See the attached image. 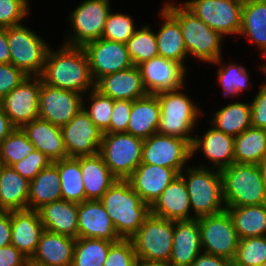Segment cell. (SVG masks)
Here are the masks:
<instances>
[{
    "label": "cell",
    "instance_id": "7402d4cb",
    "mask_svg": "<svg viewBox=\"0 0 266 266\" xmlns=\"http://www.w3.org/2000/svg\"><path fill=\"white\" fill-rule=\"evenodd\" d=\"M11 244L29 260L32 258L44 231L37 210L10 211Z\"/></svg>",
    "mask_w": 266,
    "mask_h": 266
},
{
    "label": "cell",
    "instance_id": "11a10c76",
    "mask_svg": "<svg viewBox=\"0 0 266 266\" xmlns=\"http://www.w3.org/2000/svg\"><path fill=\"white\" fill-rule=\"evenodd\" d=\"M11 244L10 211L0 212V247Z\"/></svg>",
    "mask_w": 266,
    "mask_h": 266
},
{
    "label": "cell",
    "instance_id": "83f0119b",
    "mask_svg": "<svg viewBox=\"0 0 266 266\" xmlns=\"http://www.w3.org/2000/svg\"><path fill=\"white\" fill-rule=\"evenodd\" d=\"M157 17L162 21L155 31L159 56L181 63L187 70L189 59L178 21L162 6Z\"/></svg>",
    "mask_w": 266,
    "mask_h": 266
},
{
    "label": "cell",
    "instance_id": "4dcf8cb0",
    "mask_svg": "<svg viewBox=\"0 0 266 266\" xmlns=\"http://www.w3.org/2000/svg\"><path fill=\"white\" fill-rule=\"evenodd\" d=\"M160 105L156 94H147L132 101L128 134L143 140L157 133Z\"/></svg>",
    "mask_w": 266,
    "mask_h": 266
},
{
    "label": "cell",
    "instance_id": "9f6ffc18",
    "mask_svg": "<svg viewBox=\"0 0 266 266\" xmlns=\"http://www.w3.org/2000/svg\"><path fill=\"white\" fill-rule=\"evenodd\" d=\"M0 63H10V49L7 40L6 28H0Z\"/></svg>",
    "mask_w": 266,
    "mask_h": 266
},
{
    "label": "cell",
    "instance_id": "f1b7e54d",
    "mask_svg": "<svg viewBox=\"0 0 266 266\" xmlns=\"http://www.w3.org/2000/svg\"><path fill=\"white\" fill-rule=\"evenodd\" d=\"M44 230L78 238V204L60 199L38 210Z\"/></svg>",
    "mask_w": 266,
    "mask_h": 266
},
{
    "label": "cell",
    "instance_id": "ba28073f",
    "mask_svg": "<svg viewBox=\"0 0 266 266\" xmlns=\"http://www.w3.org/2000/svg\"><path fill=\"white\" fill-rule=\"evenodd\" d=\"M173 236L174 221L150 213L130 238L137 260L168 263L172 253Z\"/></svg>",
    "mask_w": 266,
    "mask_h": 266
},
{
    "label": "cell",
    "instance_id": "f35d334b",
    "mask_svg": "<svg viewBox=\"0 0 266 266\" xmlns=\"http://www.w3.org/2000/svg\"><path fill=\"white\" fill-rule=\"evenodd\" d=\"M53 163L60 174L62 199L77 204L84 202L85 189L80 170V156L67 157Z\"/></svg>",
    "mask_w": 266,
    "mask_h": 266
},
{
    "label": "cell",
    "instance_id": "7dc6e473",
    "mask_svg": "<svg viewBox=\"0 0 266 266\" xmlns=\"http://www.w3.org/2000/svg\"><path fill=\"white\" fill-rule=\"evenodd\" d=\"M137 258L130 239H120L113 243L103 266H136Z\"/></svg>",
    "mask_w": 266,
    "mask_h": 266
},
{
    "label": "cell",
    "instance_id": "5b68a950",
    "mask_svg": "<svg viewBox=\"0 0 266 266\" xmlns=\"http://www.w3.org/2000/svg\"><path fill=\"white\" fill-rule=\"evenodd\" d=\"M187 166L179 175L186 183L190 197L191 220L212 215L226 209L223 196V181L219 170Z\"/></svg>",
    "mask_w": 266,
    "mask_h": 266
},
{
    "label": "cell",
    "instance_id": "9a60e30c",
    "mask_svg": "<svg viewBox=\"0 0 266 266\" xmlns=\"http://www.w3.org/2000/svg\"><path fill=\"white\" fill-rule=\"evenodd\" d=\"M93 81L101 77L129 69L133 66L126 44L100 38L85 44L83 47Z\"/></svg>",
    "mask_w": 266,
    "mask_h": 266
},
{
    "label": "cell",
    "instance_id": "f5cc1de1",
    "mask_svg": "<svg viewBox=\"0 0 266 266\" xmlns=\"http://www.w3.org/2000/svg\"><path fill=\"white\" fill-rule=\"evenodd\" d=\"M29 259L12 244L0 247V266H27Z\"/></svg>",
    "mask_w": 266,
    "mask_h": 266
},
{
    "label": "cell",
    "instance_id": "e0dca14e",
    "mask_svg": "<svg viewBox=\"0 0 266 266\" xmlns=\"http://www.w3.org/2000/svg\"><path fill=\"white\" fill-rule=\"evenodd\" d=\"M68 157L93 156L100 153L103 132L82 108L61 127Z\"/></svg>",
    "mask_w": 266,
    "mask_h": 266
},
{
    "label": "cell",
    "instance_id": "8992f818",
    "mask_svg": "<svg viewBox=\"0 0 266 266\" xmlns=\"http://www.w3.org/2000/svg\"><path fill=\"white\" fill-rule=\"evenodd\" d=\"M220 172L226 207L266 204V186L259 165L234 162Z\"/></svg>",
    "mask_w": 266,
    "mask_h": 266
},
{
    "label": "cell",
    "instance_id": "277c9868",
    "mask_svg": "<svg viewBox=\"0 0 266 266\" xmlns=\"http://www.w3.org/2000/svg\"><path fill=\"white\" fill-rule=\"evenodd\" d=\"M100 201L121 239H130L150 214V207L133 190L128 180L118 179Z\"/></svg>",
    "mask_w": 266,
    "mask_h": 266
},
{
    "label": "cell",
    "instance_id": "f6af8a7d",
    "mask_svg": "<svg viewBox=\"0 0 266 266\" xmlns=\"http://www.w3.org/2000/svg\"><path fill=\"white\" fill-rule=\"evenodd\" d=\"M137 27H140V25H136L133 16L118 11L113 13L111 10L101 38L126 44L138 29Z\"/></svg>",
    "mask_w": 266,
    "mask_h": 266
},
{
    "label": "cell",
    "instance_id": "8d00e7d4",
    "mask_svg": "<svg viewBox=\"0 0 266 266\" xmlns=\"http://www.w3.org/2000/svg\"><path fill=\"white\" fill-rule=\"evenodd\" d=\"M226 209L239 239L266 236V204Z\"/></svg>",
    "mask_w": 266,
    "mask_h": 266
},
{
    "label": "cell",
    "instance_id": "ab89813d",
    "mask_svg": "<svg viewBox=\"0 0 266 266\" xmlns=\"http://www.w3.org/2000/svg\"><path fill=\"white\" fill-rule=\"evenodd\" d=\"M113 243L98 238H76L71 266H103Z\"/></svg>",
    "mask_w": 266,
    "mask_h": 266
},
{
    "label": "cell",
    "instance_id": "d6986e66",
    "mask_svg": "<svg viewBox=\"0 0 266 266\" xmlns=\"http://www.w3.org/2000/svg\"><path fill=\"white\" fill-rule=\"evenodd\" d=\"M200 134L198 132L194 135L191 145L192 160L200 152L208 160V164L210 161L212 165L202 162L198 166L221 171L234 163V137L216 130L213 126Z\"/></svg>",
    "mask_w": 266,
    "mask_h": 266
},
{
    "label": "cell",
    "instance_id": "f546056e",
    "mask_svg": "<svg viewBox=\"0 0 266 266\" xmlns=\"http://www.w3.org/2000/svg\"><path fill=\"white\" fill-rule=\"evenodd\" d=\"M80 170L85 189V200H100L118 180L100 154L80 156Z\"/></svg>",
    "mask_w": 266,
    "mask_h": 266
},
{
    "label": "cell",
    "instance_id": "74e56055",
    "mask_svg": "<svg viewBox=\"0 0 266 266\" xmlns=\"http://www.w3.org/2000/svg\"><path fill=\"white\" fill-rule=\"evenodd\" d=\"M266 156V129L249 127L234 141V162L256 164Z\"/></svg>",
    "mask_w": 266,
    "mask_h": 266
},
{
    "label": "cell",
    "instance_id": "d6a6232c",
    "mask_svg": "<svg viewBox=\"0 0 266 266\" xmlns=\"http://www.w3.org/2000/svg\"><path fill=\"white\" fill-rule=\"evenodd\" d=\"M30 181L20 176L11 166L0 170L1 212L28 209Z\"/></svg>",
    "mask_w": 266,
    "mask_h": 266
},
{
    "label": "cell",
    "instance_id": "6f0895ef",
    "mask_svg": "<svg viewBox=\"0 0 266 266\" xmlns=\"http://www.w3.org/2000/svg\"><path fill=\"white\" fill-rule=\"evenodd\" d=\"M15 129L0 106V144Z\"/></svg>",
    "mask_w": 266,
    "mask_h": 266
},
{
    "label": "cell",
    "instance_id": "8fae6325",
    "mask_svg": "<svg viewBox=\"0 0 266 266\" xmlns=\"http://www.w3.org/2000/svg\"><path fill=\"white\" fill-rule=\"evenodd\" d=\"M244 0H184L181 2L195 16L224 38L239 36Z\"/></svg>",
    "mask_w": 266,
    "mask_h": 266
},
{
    "label": "cell",
    "instance_id": "ffe728a7",
    "mask_svg": "<svg viewBox=\"0 0 266 266\" xmlns=\"http://www.w3.org/2000/svg\"><path fill=\"white\" fill-rule=\"evenodd\" d=\"M178 176L174 169L141 163L127 180L133 190L151 207Z\"/></svg>",
    "mask_w": 266,
    "mask_h": 266
},
{
    "label": "cell",
    "instance_id": "91938a15",
    "mask_svg": "<svg viewBox=\"0 0 266 266\" xmlns=\"http://www.w3.org/2000/svg\"><path fill=\"white\" fill-rule=\"evenodd\" d=\"M259 166L261 168V173H262L263 181H264L265 186H266V156L260 162Z\"/></svg>",
    "mask_w": 266,
    "mask_h": 266
},
{
    "label": "cell",
    "instance_id": "836d02e7",
    "mask_svg": "<svg viewBox=\"0 0 266 266\" xmlns=\"http://www.w3.org/2000/svg\"><path fill=\"white\" fill-rule=\"evenodd\" d=\"M249 102L235 100L212 112L210 126L232 137H237L251 127V105Z\"/></svg>",
    "mask_w": 266,
    "mask_h": 266
},
{
    "label": "cell",
    "instance_id": "603a6c76",
    "mask_svg": "<svg viewBox=\"0 0 266 266\" xmlns=\"http://www.w3.org/2000/svg\"><path fill=\"white\" fill-rule=\"evenodd\" d=\"M95 89L113 100L134 101L148 94L138 66L101 77Z\"/></svg>",
    "mask_w": 266,
    "mask_h": 266
},
{
    "label": "cell",
    "instance_id": "44dd1931",
    "mask_svg": "<svg viewBox=\"0 0 266 266\" xmlns=\"http://www.w3.org/2000/svg\"><path fill=\"white\" fill-rule=\"evenodd\" d=\"M78 238H98L114 243L121 239L100 200L78 204Z\"/></svg>",
    "mask_w": 266,
    "mask_h": 266
},
{
    "label": "cell",
    "instance_id": "bcb514c9",
    "mask_svg": "<svg viewBox=\"0 0 266 266\" xmlns=\"http://www.w3.org/2000/svg\"><path fill=\"white\" fill-rule=\"evenodd\" d=\"M30 5V0H0V28L23 24L31 15Z\"/></svg>",
    "mask_w": 266,
    "mask_h": 266
},
{
    "label": "cell",
    "instance_id": "ee69618b",
    "mask_svg": "<svg viewBox=\"0 0 266 266\" xmlns=\"http://www.w3.org/2000/svg\"><path fill=\"white\" fill-rule=\"evenodd\" d=\"M266 262V236L239 239L232 266H261Z\"/></svg>",
    "mask_w": 266,
    "mask_h": 266
},
{
    "label": "cell",
    "instance_id": "6125c7cd",
    "mask_svg": "<svg viewBox=\"0 0 266 266\" xmlns=\"http://www.w3.org/2000/svg\"><path fill=\"white\" fill-rule=\"evenodd\" d=\"M27 266H43V265H40V264L33 263V262L29 261Z\"/></svg>",
    "mask_w": 266,
    "mask_h": 266
},
{
    "label": "cell",
    "instance_id": "60d3db41",
    "mask_svg": "<svg viewBox=\"0 0 266 266\" xmlns=\"http://www.w3.org/2000/svg\"><path fill=\"white\" fill-rule=\"evenodd\" d=\"M153 28L149 23L141 25L126 43L129 58L134 66L159 55Z\"/></svg>",
    "mask_w": 266,
    "mask_h": 266
},
{
    "label": "cell",
    "instance_id": "cb8c5ba5",
    "mask_svg": "<svg viewBox=\"0 0 266 266\" xmlns=\"http://www.w3.org/2000/svg\"><path fill=\"white\" fill-rule=\"evenodd\" d=\"M150 213L167 220H191L190 197L185 181L179 175L150 207Z\"/></svg>",
    "mask_w": 266,
    "mask_h": 266
},
{
    "label": "cell",
    "instance_id": "6da1fadb",
    "mask_svg": "<svg viewBox=\"0 0 266 266\" xmlns=\"http://www.w3.org/2000/svg\"><path fill=\"white\" fill-rule=\"evenodd\" d=\"M57 48L55 47V50L51 45L48 49L40 75L42 82L81 95L93 90L95 82L92 79L88 58L83 48L63 43Z\"/></svg>",
    "mask_w": 266,
    "mask_h": 266
},
{
    "label": "cell",
    "instance_id": "816d5d0a",
    "mask_svg": "<svg viewBox=\"0 0 266 266\" xmlns=\"http://www.w3.org/2000/svg\"><path fill=\"white\" fill-rule=\"evenodd\" d=\"M251 105V125L253 127L266 129V86L259 85L257 93H254Z\"/></svg>",
    "mask_w": 266,
    "mask_h": 266
},
{
    "label": "cell",
    "instance_id": "52a82bcc",
    "mask_svg": "<svg viewBox=\"0 0 266 266\" xmlns=\"http://www.w3.org/2000/svg\"><path fill=\"white\" fill-rule=\"evenodd\" d=\"M26 24L6 28L10 63L28 76H40L50 43Z\"/></svg>",
    "mask_w": 266,
    "mask_h": 266
},
{
    "label": "cell",
    "instance_id": "1f68e13d",
    "mask_svg": "<svg viewBox=\"0 0 266 266\" xmlns=\"http://www.w3.org/2000/svg\"><path fill=\"white\" fill-rule=\"evenodd\" d=\"M247 39L260 56H266V0H244L239 37Z\"/></svg>",
    "mask_w": 266,
    "mask_h": 266
},
{
    "label": "cell",
    "instance_id": "7a4b0ae2",
    "mask_svg": "<svg viewBox=\"0 0 266 266\" xmlns=\"http://www.w3.org/2000/svg\"><path fill=\"white\" fill-rule=\"evenodd\" d=\"M164 1L163 6L179 23L188 58L193 57L202 63L211 64L221 56L224 37L211 29L205 22L195 16L182 3Z\"/></svg>",
    "mask_w": 266,
    "mask_h": 266
},
{
    "label": "cell",
    "instance_id": "30bf717a",
    "mask_svg": "<svg viewBox=\"0 0 266 266\" xmlns=\"http://www.w3.org/2000/svg\"><path fill=\"white\" fill-rule=\"evenodd\" d=\"M143 144L128 133H103L99 154L117 179L127 180L142 162Z\"/></svg>",
    "mask_w": 266,
    "mask_h": 266
},
{
    "label": "cell",
    "instance_id": "7bdbcfd3",
    "mask_svg": "<svg viewBox=\"0 0 266 266\" xmlns=\"http://www.w3.org/2000/svg\"><path fill=\"white\" fill-rule=\"evenodd\" d=\"M113 106L114 100L95 88L83 96L84 111L102 132L109 127Z\"/></svg>",
    "mask_w": 266,
    "mask_h": 266
},
{
    "label": "cell",
    "instance_id": "2e32d148",
    "mask_svg": "<svg viewBox=\"0 0 266 266\" xmlns=\"http://www.w3.org/2000/svg\"><path fill=\"white\" fill-rule=\"evenodd\" d=\"M138 68L148 94L176 90L188 85L186 80L189 72L177 61L158 55L142 62L138 65Z\"/></svg>",
    "mask_w": 266,
    "mask_h": 266
},
{
    "label": "cell",
    "instance_id": "484cf974",
    "mask_svg": "<svg viewBox=\"0 0 266 266\" xmlns=\"http://www.w3.org/2000/svg\"><path fill=\"white\" fill-rule=\"evenodd\" d=\"M76 239L44 230L32 258L43 266H71Z\"/></svg>",
    "mask_w": 266,
    "mask_h": 266
},
{
    "label": "cell",
    "instance_id": "4fadbf2b",
    "mask_svg": "<svg viewBox=\"0 0 266 266\" xmlns=\"http://www.w3.org/2000/svg\"><path fill=\"white\" fill-rule=\"evenodd\" d=\"M191 160V144L187 140L158 133L144 140L141 163L171 168L179 174Z\"/></svg>",
    "mask_w": 266,
    "mask_h": 266
},
{
    "label": "cell",
    "instance_id": "d4e9b609",
    "mask_svg": "<svg viewBox=\"0 0 266 266\" xmlns=\"http://www.w3.org/2000/svg\"><path fill=\"white\" fill-rule=\"evenodd\" d=\"M202 252L198 219L174 221L171 266H190Z\"/></svg>",
    "mask_w": 266,
    "mask_h": 266
},
{
    "label": "cell",
    "instance_id": "681fc988",
    "mask_svg": "<svg viewBox=\"0 0 266 266\" xmlns=\"http://www.w3.org/2000/svg\"><path fill=\"white\" fill-rule=\"evenodd\" d=\"M131 108L132 101L114 100L110 124L103 133H126L130 120Z\"/></svg>",
    "mask_w": 266,
    "mask_h": 266
},
{
    "label": "cell",
    "instance_id": "e575fe53",
    "mask_svg": "<svg viewBox=\"0 0 266 266\" xmlns=\"http://www.w3.org/2000/svg\"><path fill=\"white\" fill-rule=\"evenodd\" d=\"M58 167L52 162L30 181L28 209L38 210L43 205L62 199Z\"/></svg>",
    "mask_w": 266,
    "mask_h": 266
},
{
    "label": "cell",
    "instance_id": "be15d7a7",
    "mask_svg": "<svg viewBox=\"0 0 266 266\" xmlns=\"http://www.w3.org/2000/svg\"><path fill=\"white\" fill-rule=\"evenodd\" d=\"M2 163H0V170H1V168H2ZM0 212H1V200H0Z\"/></svg>",
    "mask_w": 266,
    "mask_h": 266
},
{
    "label": "cell",
    "instance_id": "c3c4849f",
    "mask_svg": "<svg viewBox=\"0 0 266 266\" xmlns=\"http://www.w3.org/2000/svg\"><path fill=\"white\" fill-rule=\"evenodd\" d=\"M52 161L39 150H34L27 157L11 165L23 178L32 181L38 173L47 168Z\"/></svg>",
    "mask_w": 266,
    "mask_h": 266
},
{
    "label": "cell",
    "instance_id": "94428289",
    "mask_svg": "<svg viewBox=\"0 0 266 266\" xmlns=\"http://www.w3.org/2000/svg\"><path fill=\"white\" fill-rule=\"evenodd\" d=\"M265 62L262 65H259V70L262 72L261 74H264V79H266V56L262 57ZM263 84L266 86V80L263 81Z\"/></svg>",
    "mask_w": 266,
    "mask_h": 266
},
{
    "label": "cell",
    "instance_id": "5bb4252c",
    "mask_svg": "<svg viewBox=\"0 0 266 266\" xmlns=\"http://www.w3.org/2000/svg\"><path fill=\"white\" fill-rule=\"evenodd\" d=\"M40 76H28L1 101L0 106L15 128L39 118Z\"/></svg>",
    "mask_w": 266,
    "mask_h": 266
},
{
    "label": "cell",
    "instance_id": "f907efd6",
    "mask_svg": "<svg viewBox=\"0 0 266 266\" xmlns=\"http://www.w3.org/2000/svg\"><path fill=\"white\" fill-rule=\"evenodd\" d=\"M27 77L28 75L13 64L0 63V101Z\"/></svg>",
    "mask_w": 266,
    "mask_h": 266
},
{
    "label": "cell",
    "instance_id": "680465c9",
    "mask_svg": "<svg viewBox=\"0 0 266 266\" xmlns=\"http://www.w3.org/2000/svg\"><path fill=\"white\" fill-rule=\"evenodd\" d=\"M136 266H171V265L169 263H166V262L137 260Z\"/></svg>",
    "mask_w": 266,
    "mask_h": 266
},
{
    "label": "cell",
    "instance_id": "3957f363",
    "mask_svg": "<svg viewBox=\"0 0 266 266\" xmlns=\"http://www.w3.org/2000/svg\"><path fill=\"white\" fill-rule=\"evenodd\" d=\"M185 87L156 94L160 105L157 133L187 140L192 145L199 119L207 114L184 91Z\"/></svg>",
    "mask_w": 266,
    "mask_h": 266
},
{
    "label": "cell",
    "instance_id": "d590c367",
    "mask_svg": "<svg viewBox=\"0 0 266 266\" xmlns=\"http://www.w3.org/2000/svg\"><path fill=\"white\" fill-rule=\"evenodd\" d=\"M224 57L221 56L216 62L211 63L218 67L216 70L217 84L223 90L224 98H231L239 100L240 95L246 91H250L253 83L250 81V74L248 73L246 66H242L241 63L235 62H223ZM244 91V92H243Z\"/></svg>",
    "mask_w": 266,
    "mask_h": 266
},
{
    "label": "cell",
    "instance_id": "b9f144b4",
    "mask_svg": "<svg viewBox=\"0 0 266 266\" xmlns=\"http://www.w3.org/2000/svg\"><path fill=\"white\" fill-rule=\"evenodd\" d=\"M35 150L22 128H15L0 144V163L5 166L21 161Z\"/></svg>",
    "mask_w": 266,
    "mask_h": 266
},
{
    "label": "cell",
    "instance_id": "4316f807",
    "mask_svg": "<svg viewBox=\"0 0 266 266\" xmlns=\"http://www.w3.org/2000/svg\"><path fill=\"white\" fill-rule=\"evenodd\" d=\"M35 150L45 154L52 162L68 157L61 127L37 118L22 127Z\"/></svg>",
    "mask_w": 266,
    "mask_h": 266
},
{
    "label": "cell",
    "instance_id": "ac0fdd59",
    "mask_svg": "<svg viewBox=\"0 0 266 266\" xmlns=\"http://www.w3.org/2000/svg\"><path fill=\"white\" fill-rule=\"evenodd\" d=\"M83 96L42 82L39 92V118L62 127L83 108Z\"/></svg>",
    "mask_w": 266,
    "mask_h": 266
},
{
    "label": "cell",
    "instance_id": "9c48e42d",
    "mask_svg": "<svg viewBox=\"0 0 266 266\" xmlns=\"http://www.w3.org/2000/svg\"><path fill=\"white\" fill-rule=\"evenodd\" d=\"M112 0H80L70 14L68 22L72 31L66 34L63 44L83 47L102 37Z\"/></svg>",
    "mask_w": 266,
    "mask_h": 266
},
{
    "label": "cell",
    "instance_id": "7c38bea8",
    "mask_svg": "<svg viewBox=\"0 0 266 266\" xmlns=\"http://www.w3.org/2000/svg\"><path fill=\"white\" fill-rule=\"evenodd\" d=\"M197 219L202 252L232 261L236 254L239 238L227 209Z\"/></svg>",
    "mask_w": 266,
    "mask_h": 266
},
{
    "label": "cell",
    "instance_id": "db71d44e",
    "mask_svg": "<svg viewBox=\"0 0 266 266\" xmlns=\"http://www.w3.org/2000/svg\"><path fill=\"white\" fill-rule=\"evenodd\" d=\"M190 266H232V261L201 252Z\"/></svg>",
    "mask_w": 266,
    "mask_h": 266
}]
</instances>
